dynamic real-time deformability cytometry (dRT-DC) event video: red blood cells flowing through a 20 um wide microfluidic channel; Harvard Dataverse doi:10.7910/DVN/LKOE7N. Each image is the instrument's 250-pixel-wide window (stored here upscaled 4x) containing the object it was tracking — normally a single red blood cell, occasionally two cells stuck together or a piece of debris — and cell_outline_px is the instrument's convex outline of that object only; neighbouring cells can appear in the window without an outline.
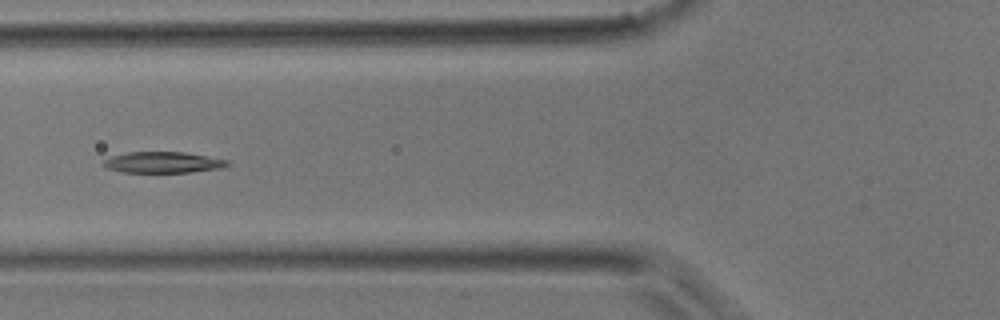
{"species": "common noctule bat (a hibernating species)", "species_latin": "Nyctalus noctula", "temperature_condition": "room temperature", "stored_images_in_passage": 4, "camera_frame_rate_fps": 3000, "um_per_image_px": 0.085, "animal": {"sex": "male", "body_mass_g": 17.9}, "frame": {"image": 1, "passage_image": 4, "time_ms": 4.0, "image_size_px": [1000, 320], "cell_outline_px": [[232, 164], [220, 168], [188, 172], [120, 172], [108, 168], [100, 164], [104, 160], [112, 156], [128, 152], [184, 152], [228, 160]], "centroid_in_image_um": [13.83, 13.8], "position_along_channel_um": 112.0, "area_um2": 15.14}}